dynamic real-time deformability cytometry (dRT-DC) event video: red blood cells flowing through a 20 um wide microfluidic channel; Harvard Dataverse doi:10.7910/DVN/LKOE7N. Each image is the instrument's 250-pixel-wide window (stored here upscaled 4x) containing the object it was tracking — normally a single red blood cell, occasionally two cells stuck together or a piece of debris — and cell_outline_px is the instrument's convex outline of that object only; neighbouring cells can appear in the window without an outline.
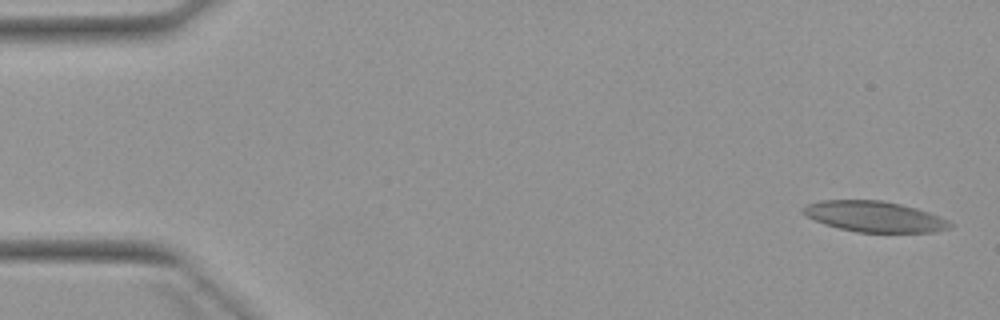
{"species": "Egyptian fruit bat (a non-hibernating species)", "species_latin": "Rousettus aegyptiacus", "temperature_condition": "warm", "stored_images_in_passage": 5, "camera_frame_rate_fps": 3000, "um_per_image_px": 0.085, "animal": {"sex": "female"}, "frame": {"image": 1, "passage_image": 1, "time_ms": 0.0, "image_size_px": [1000, 320], "cell_outline_px": [[952, 228], [936, 232], [856, 232], [824, 224], [808, 216], [804, 212], [804, 208], [808, 204], [820, 200], [880, 200], [900, 204], [916, 208], [940, 216], [948, 220], [952, 224]], "centroid_in_image_um": [74.39, 18.41], "position_along_channel_um": 10.6, "area_um2": 26.07}}
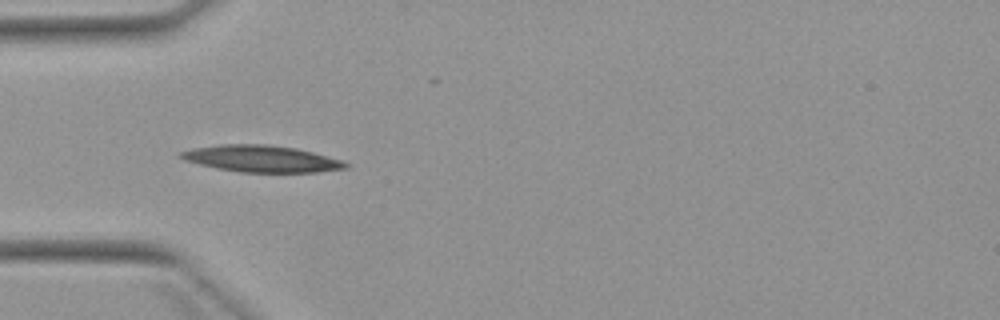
{"frame": {"image": 2, "passage_image": 4, "time_ms": 4.667, "image_size_px": [1000, 320], "cell_outline_px": [[352, 164], [348, 168], [316, 172], [240, 172], [216, 168], [184, 160], [176, 156], [180, 152], [192, 148], [220, 144], [268, 144], [296, 148], [344, 160]], "centroid_in_image_um": [22.24, 13.49], "position_along_channel_um": 62.8, "area_um2": 25.84}}
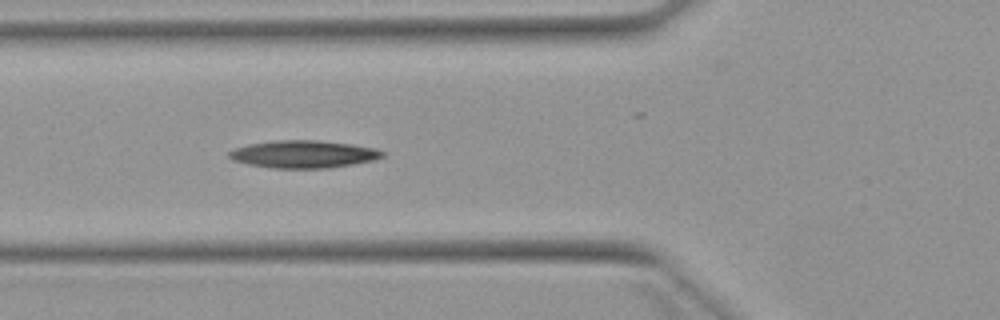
{"frame": {"image": 3, "passage_image": 5, "time_ms": 5.667, "image_size_px": [1000, 320], "cell_outline_px": [[384, 156], [372, 160], [352, 164], [328, 168], [272, 168], [248, 164], [232, 160], [228, 156], [228, 152], [236, 148], [248, 144], [272, 140], [316, 140], [352, 144], [376, 148], [384, 152]], "centroid_in_image_um": [25.77, 13.1], "position_along_channel_um": 100.0, "area_um2": 24.57}}